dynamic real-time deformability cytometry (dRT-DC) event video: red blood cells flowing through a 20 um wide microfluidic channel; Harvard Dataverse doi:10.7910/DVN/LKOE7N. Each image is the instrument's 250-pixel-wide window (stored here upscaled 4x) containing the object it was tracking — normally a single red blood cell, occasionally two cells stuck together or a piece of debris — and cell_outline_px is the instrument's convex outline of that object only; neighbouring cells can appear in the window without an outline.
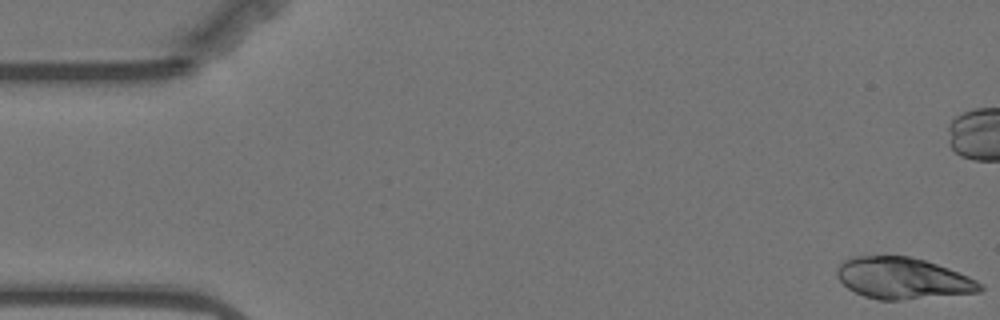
{"species": "Egyptian fruit bat (a non-hibernating species)", "species_latin": "Rousettus aegyptiacus", "temperature_condition": "warm", "stored_images_in_passage": 57, "camera_frame_rate_fps": 3000, "um_per_image_px": 0.085, "animal": {"sex": "female"}, "frame": {"image": 1, "passage_image": 1, "time_ms": 0.0, "image_size_px": [1000, 320], "cell_outline_px": [[984, 288], [980, 292], [900, 300], [880, 300], [864, 296], [848, 288], [836, 276], [836, 268], [844, 260], [856, 256], [908, 256], [924, 260], [948, 268], [968, 276], [976, 280]], "centroid_in_image_um": [76.71, 23.65], "position_along_channel_um": 8.3, "area_um2": 34.28}, "authors_computed_cell_mechanics": {"area_um2": 20.23, "velocity_mm_per_s": 3.4992, "shape_relaxation_time_tau1_ms": null, "shape_relaxation_time_tau2_ms": 2.791, "deformation_change_tau1": null, "deformation_change_tau2": 0.0831}}